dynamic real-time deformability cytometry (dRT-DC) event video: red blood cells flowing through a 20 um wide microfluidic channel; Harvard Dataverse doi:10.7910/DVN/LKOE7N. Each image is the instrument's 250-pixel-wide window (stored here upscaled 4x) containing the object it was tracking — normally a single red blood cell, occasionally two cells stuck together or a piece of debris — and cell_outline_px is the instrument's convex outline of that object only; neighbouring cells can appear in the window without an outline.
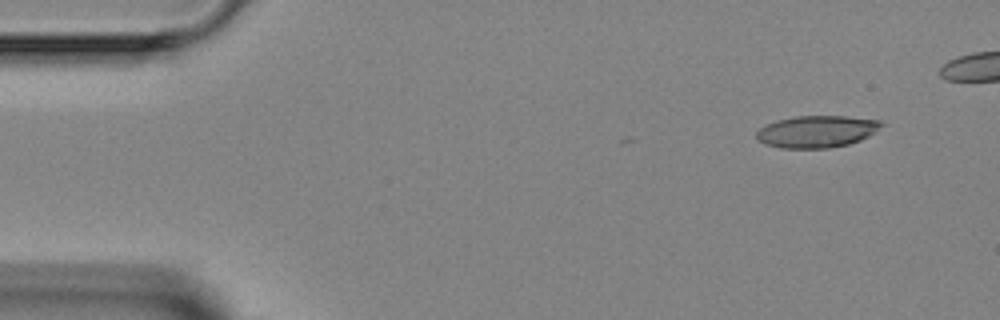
{"species": "Egyptian fruit bat (a non-hibernating species)", "species_latin": "Rousettus aegyptiacus", "temperature_condition": "room temperature", "stored_images_in_passage": 5, "camera_frame_rate_fps": 3000, "um_per_image_px": 0.085, "animal": {"sex": "female"}, "frame": {"image": 1, "passage_image": 1, "time_ms": 0.0, "image_size_px": [1000, 320], "cell_outline_px": [[884, 124], [876, 132], [860, 140], [848, 144], [828, 148], [780, 148], [768, 144], [760, 140], [756, 136], [756, 132], [764, 124], [776, 120], [796, 116], [844, 116], [880, 120]], "centroid_in_image_um": [69.43, 11.17], "position_along_channel_um": 15.6, "area_um2": 23.24}}